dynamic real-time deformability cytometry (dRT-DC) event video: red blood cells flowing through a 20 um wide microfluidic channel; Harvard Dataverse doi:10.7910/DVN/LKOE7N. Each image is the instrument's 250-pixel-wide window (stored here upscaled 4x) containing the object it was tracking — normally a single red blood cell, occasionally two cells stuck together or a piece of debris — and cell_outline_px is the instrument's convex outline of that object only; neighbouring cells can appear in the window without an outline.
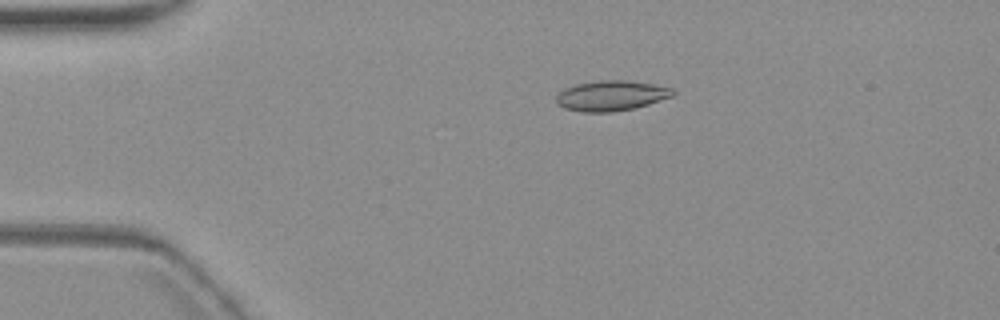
{"species": "common noctule bat (a hibernating species)", "species_latin": "Nyctalus noctula", "temperature_condition": "warm", "stored_images_in_passage": 4, "camera_frame_rate_fps": 3000, "um_per_image_px": 0.085, "animal": {"sex": "female", "body_mass_g": 19.3, "forearm_length_mm": 54.1}, "frame": {"image": 1, "passage_image": 3, "time_ms": 2.333, "image_size_px": [1000, 320], "cell_outline_px": [[676, 92], [672, 96], [636, 108], [612, 112], [584, 112], [564, 108], [556, 104], [556, 96], [564, 88], [576, 84], [600, 80], [624, 80], [652, 84], [672, 88]], "centroid_in_image_um": [51.93, 8.14], "position_along_channel_um": 33.1, "area_um2": 20.52}}